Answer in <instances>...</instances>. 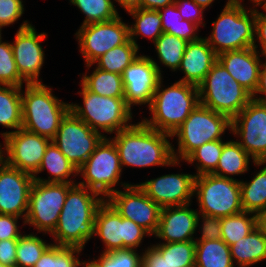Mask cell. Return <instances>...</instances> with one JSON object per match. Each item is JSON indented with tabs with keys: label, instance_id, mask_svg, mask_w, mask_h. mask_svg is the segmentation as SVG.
Returning <instances> with one entry per match:
<instances>
[{
	"label": "cell",
	"instance_id": "37",
	"mask_svg": "<svg viewBox=\"0 0 266 267\" xmlns=\"http://www.w3.org/2000/svg\"><path fill=\"white\" fill-rule=\"evenodd\" d=\"M224 143L222 139L204 143L184 160L188 164L197 162L195 176L212 174L216 170Z\"/></svg>",
	"mask_w": 266,
	"mask_h": 267
},
{
	"label": "cell",
	"instance_id": "35",
	"mask_svg": "<svg viewBox=\"0 0 266 267\" xmlns=\"http://www.w3.org/2000/svg\"><path fill=\"white\" fill-rule=\"evenodd\" d=\"M257 227V214L243 211L221 218V239L230 247Z\"/></svg>",
	"mask_w": 266,
	"mask_h": 267
},
{
	"label": "cell",
	"instance_id": "30",
	"mask_svg": "<svg viewBox=\"0 0 266 267\" xmlns=\"http://www.w3.org/2000/svg\"><path fill=\"white\" fill-rule=\"evenodd\" d=\"M22 88L0 85V125L5 128H22Z\"/></svg>",
	"mask_w": 266,
	"mask_h": 267
},
{
	"label": "cell",
	"instance_id": "34",
	"mask_svg": "<svg viewBox=\"0 0 266 267\" xmlns=\"http://www.w3.org/2000/svg\"><path fill=\"white\" fill-rule=\"evenodd\" d=\"M161 16L163 33L182 38L187 42L198 40L199 26L181 17L175 3L158 10Z\"/></svg>",
	"mask_w": 266,
	"mask_h": 267
},
{
	"label": "cell",
	"instance_id": "48",
	"mask_svg": "<svg viewBox=\"0 0 266 267\" xmlns=\"http://www.w3.org/2000/svg\"><path fill=\"white\" fill-rule=\"evenodd\" d=\"M18 239L0 241V263L6 267H16V249Z\"/></svg>",
	"mask_w": 266,
	"mask_h": 267
},
{
	"label": "cell",
	"instance_id": "55",
	"mask_svg": "<svg viewBox=\"0 0 266 267\" xmlns=\"http://www.w3.org/2000/svg\"><path fill=\"white\" fill-rule=\"evenodd\" d=\"M78 267H101L94 259L93 261H81Z\"/></svg>",
	"mask_w": 266,
	"mask_h": 267
},
{
	"label": "cell",
	"instance_id": "22",
	"mask_svg": "<svg viewBox=\"0 0 266 267\" xmlns=\"http://www.w3.org/2000/svg\"><path fill=\"white\" fill-rule=\"evenodd\" d=\"M191 203L161 208L158 229L154 235L162 243L195 240L198 210L189 208ZM197 210V211H196Z\"/></svg>",
	"mask_w": 266,
	"mask_h": 267
},
{
	"label": "cell",
	"instance_id": "44",
	"mask_svg": "<svg viewBox=\"0 0 266 267\" xmlns=\"http://www.w3.org/2000/svg\"><path fill=\"white\" fill-rule=\"evenodd\" d=\"M199 221L202 223L201 225H199ZM196 227L201 228L200 232L202 235L199 238L196 237L195 241L217 240L221 238V218L199 213Z\"/></svg>",
	"mask_w": 266,
	"mask_h": 267
},
{
	"label": "cell",
	"instance_id": "3",
	"mask_svg": "<svg viewBox=\"0 0 266 267\" xmlns=\"http://www.w3.org/2000/svg\"><path fill=\"white\" fill-rule=\"evenodd\" d=\"M160 80L149 107L151 118L142 121L152 129L172 134L200 103L197 86L177 81L167 88Z\"/></svg>",
	"mask_w": 266,
	"mask_h": 267
},
{
	"label": "cell",
	"instance_id": "46",
	"mask_svg": "<svg viewBox=\"0 0 266 267\" xmlns=\"http://www.w3.org/2000/svg\"><path fill=\"white\" fill-rule=\"evenodd\" d=\"M174 3L179 10L182 19L193 22L196 25H203L204 8L197 5L193 0H174Z\"/></svg>",
	"mask_w": 266,
	"mask_h": 267
},
{
	"label": "cell",
	"instance_id": "12",
	"mask_svg": "<svg viewBox=\"0 0 266 267\" xmlns=\"http://www.w3.org/2000/svg\"><path fill=\"white\" fill-rule=\"evenodd\" d=\"M99 236L105 245L103 252L120 249H136L144 236L150 234L130 219L123 218L107 201L98 207L94 221V236Z\"/></svg>",
	"mask_w": 266,
	"mask_h": 267
},
{
	"label": "cell",
	"instance_id": "5",
	"mask_svg": "<svg viewBox=\"0 0 266 267\" xmlns=\"http://www.w3.org/2000/svg\"><path fill=\"white\" fill-rule=\"evenodd\" d=\"M244 7L245 4L238 5L227 0L217 20L212 23V33L205 38L217 55L254 47L255 8Z\"/></svg>",
	"mask_w": 266,
	"mask_h": 267
},
{
	"label": "cell",
	"instance_id": "18",
	"mask_svg": "<svg viewBox=\"0 0 266 267\" xmlns=\"http://www.w3.org/2000/svg\"><path fill=\"white\" fill-rule=\"evenodd\" d=\"M161 72V68L152 57L140 54L124 69V99L131 110L134 105L147 104V107H150L155 90L163 78Z\"/></svg>",
	"mask_w": 266,
	"mask_h": 267
},
{
	"label": "cell",
	"instance_id": "27",
	"mask_svg": "<svg viewBox=\"0 0 266 267\" xmlns=\"http://www.w3.org/2000/svg\"><path fill=\"white\" fill-rule=\"evenodd\" d=\"M250 159L253 160L239 145L237 139L236 141H226L216 170L212 174L225 178H233L231 176L244 174L249 170Z\"/></svg>",
	"mask_w": 266,
	"mask_h": 267
},
{
	"label": "cell",
	"instance_id": "40",
	"mask_svg": "<svg viewBox=\"0 0 266 267\" xmlns=\"http://www.w3.org/2000/svg\"><path fill=\"white\" fill-rule=\"evenodd\" d=\"M152 246L174 267H195V240Z\"/></svg>",
	"mask_w": 266,
	"mask_h": 267
},
{
	"label": "cell",
	"instance_id": "53",
	"mask_svg": "<svg viewBox=\"0 0 266 267\" xmlns=\"http://www.w3.org/2000/svg\"><path fill=\"white\" fill-rule=\"evenodd\" d=\"M125 9V11H130L133 9L141 8V0H114Z\"/></svg>",
	"mask_w": 266,
	"mask_h": 267
},
{
	"label": "cell",
	"instance_id": "49",
	"mask_svg": "<svg viewBox=\"0 0 266 267\" xmlns=\"http://www.w3.org/2000/svg\"><path fill=\"white\" fill-rule=\"evenodd\" d=\"M256 39L261 45L260 56L266 57V17L262 16L258 9L255 8V43L254 48L258 50Z\"/></svg>",
	"mask_w": 266,
	"mask_h": 267
},
{
	"label": "cell",
	"instance_id": "21",
	"mask_svg": "<svg viewBox=\"0 0 266 267\" xmlns=\"http://www.w3.org/2000/svg\"><path fill=\"white\" fill-rule=\"evenodd\" d=\"M195 174H165L138 186L161 208L191 203Z\"/></svg>",
	"mask_w": 266,
	"mask_h": 267
},
{
	"label": "cell",
	"instance_id": "32",
	"mask_svg": "<svg viewBox=\"0 0 266 267\" xmlns=\"http://www.w3.org/2000/svg\"><path fill=\"white\" fill-rule=\"evenodd\" d=\"M137 47L130 39L120 46L106 52L97 58L92 64L86 65L87 69L97 64V68L106 72L123 74L124 69L128 67L139 55Z\"/></svg>",
	"mask_w": 266,
	"mask_h": 267
},
{
	"label": "cell",
	"instance_id": "20",
	"mask_svg": "<svg viewBox=\"0 0 266 267\" xmlns=\"http://www.w3.org/2000/svg\"><path fill=\"white\" fill-rule=\"evenodd\" d=\"M34 177L0 160V214L25 220Z\"/></svg>",
	"mask_w": 266,
	"mask_h": 267
},
{
	"label": "cell",
	"instance_id": "56",
	"mask_svg": "<svg viewBox=\"0 0 266 267\" xmlns=\"http://www.w3.org/2000/svg\"><path fill=\"white\" fill-rule=\"evenodd\" d=\"M197 5L202 6L204 9H206L208 6L213 3L214 0H193Z\"/></svg>",
	"mask_w": 266,
	"mask_h": 267
},
{
	"label": "cell",
	"instance_id": "38",
	"mask_svg": "<svg viewBox=\"0 0 266 267\" xmlns=\"http://www.w3.org/2000/svg\"><path fill=\"white\" fill-rule=\"evenodd\" d=\"M82 250L75 246L51 244L33 267H78Z\"/></svg>",
	"mask_w": 266,
	"mask_h": 267
},
{
	"label": "cell",
	"instance_id": "31",
	"mask_svg": "<svg viewBox=\"0 0 266 267\" xmlns=\"http://www.w3.org/2000/svg\"><path fill=\"white\" fill-rule=\"evenodd\" d=\"M84 73L80 83L90 92L105 97H124L121 74L106 72L95 67L92 74Z\"/></svg>",
	"mask_w": 266,
	"mask_h": 267
},
{
	"label": "cell",
	"instance_id": "39",
	"mask_svg": "<svg viewBox=\"0 0 266 267\" xmlns=\"http://www.w3.org/2000/svg\"><path fill=\"white\" fill-rule=\"evenodd\" d=\"M35 233L23 234L18 238L16 249V267H33L52 243ZM44 240V241H43Z\"/></svg>",
	"mask_w": 266,
	"mask_h": 267
},
{
	"label": "cell",
	"instance_id": "45",
	"mask_svg": "<svg viewBox=\"0 0 266 267\" xmlns=\"http://www.w3.org/2000/svg\"><path fill=\"white\" fill-rule=\"evenodd\" d=\"M22 0H0V28L13 25L24 14Z\"/></svg>",
	"mask_w": 266,
	"mask_h": 267
},
{
	"label": "cell",
	"instance_id": "25",
	"mask_svg": "<svg viewBox=\"0 0 266 267\" xmlns=\"http://www.w3.org/2000/svg\"><path fill=\"white\" fill-rule=\"evenodd\" d=\"M44 170H47L50 174L48 179H43L36 176ZM71 175L73 177L78 176V169L66 158V156L54 144V142L51 141L45 150V154L42 158L37 173L35 176H33L34 180L53 183H76V180L73 181L72 178H69Z\"/></svg>",
	"mask_w": 266,
	"mask_h": 267
},
{
	"label": "cell",
	"instance_id": "4",
	"mask_svg": "<svg viewBox=\"0 0 266 267\" xmlns=\"http://www.w3.org/2000/svg\"><path fill=\"white\" fill-rule=\"evenodd\" d=\"M49 87L34 83L26 84L22 90V128L52 140L70 111V103L54 96Z\"/></svg>",
	"mask_w": 266,
	"mask_h": 267
},
{
	"label": "cell",
	"instance_id": "51",
	"mask_svg": "<svg viewBox=\"0 0 266 267\" xmlns=\"http://www.w3.org/2000/svg\"><path fill=\"white\" fill-rule=\"evenodd\" d=\"M258 93L263 95L262 97ZM252 99L259 102H266V57L265 62H262V66L259 73V81L256 91L252 95Z\"/></svg>",
	"mask_w": 266,
	"mask_h": 267
},
{
	"label": "cell",
	"instance_id": "50",
	"mask_svg": "<svg viewBox=\"0 0 266 267\" xmlns=\"http://www.w3.org/2000/svg\"><path fill=\"white\" fill-rule=\"evenodd\" d=\"M142 252L141 267H174L152 245Z\"/></svg>",
	"mask_w": 266,
	"mask_h": 267
},
{
	"label": "cell",
	"instance_id": "47",
	"mask_svg": "<svg viewBox=\"0 0 266 267\" xmlns=\"http://www.w3.org/2000/svg\"><path fill=\"white\" fill-rule=\"evenodd\" d=\"M19 218L14 215L0 214V241L18 239L22 235L17 224Z\"/></svg>",
	"mask_w": 266,
	"mask_h": 267
},
{
	"label": "cell",
	"instance_id": "9",
	"mask_svg": "<svg viewBox=\"0 0 266 267\" xmlns=\"http://www.w3.org/2000/svg\"><path fill=\"white\" fill-rule=\"evenodd\" d=\"M198 213L223 218L243 212L240 180L214 174L195 176Z\"/></svg>",
	"mask_w": 266,
	"mask_h": 267
},
{
	"label": "cell",
	"instance_id": "7",
	"mask_svg": "<svg viewBox=\"0 0 266 267\" xmlns=\"http://www.w3.org/2000/svg\"><path fill=\"white\" fill-rule=\"evenodd\" d=\"M79 85L82 87L78 93L83 98V105L70 103V111L94 131L116 134L133 124L130 123L132 110L126 105L124 97L97 95Z\"/></svg>",
	"mask_w": 266,
	"mask_h": 267
},
{
	"label": "cell",
	"instance_id": "23",
	"mask_svg": "<svg viewBox=\"0 0 266 267\" xmlns=\"http://www.w3.org/2000/svg\"><path fill=\"white\" fill-rule=\"evenodd\" d=\"M259 51L254 47L222 52L217 61L225 67L229 74L251 95L258 86L262 60Z\"/></svg>",
	"mask_w": 266,
	"mask_h": 267
},
{
	"label": "cell",
	"instance_id": "11",
	"mask_svg": "<svg viewBox=\"0 0 266 267\" xmlns=\"http://www.w3.org/2000/svg\"><path fill=\"white\" fill-rule=\"evenodd\" d=\"M76 183L33 182L28 210L23 224L34 226L38 233L52 234L56 229L68 190Z\"/></svg>",
	"mask_w": 266,
	"mask_h": 267
},
{
	"label": "cell",
	"instance_id": "10",
	"mask_svg": "<svg viewBox=\"0 0 266 267\" xmlns=\"http://www.w3.org/2000/svg\"><path fill=\"white\" fill-rule=\"evenodd\" d=\"M122 169L114 142L105 136L78 169V175L83 177V181L77 183L97 192L106 200L118 190L115 187L120 183Z\"/></svg>",
	"mask_w": 266,
	"mask_h": 267
},
{
	"label": "cell",
	"instance_id": "8",
	"mask_svg": "<svg viewBox=\"0 0 266 267\" xmlns=\"http://www.w3.org/2000/svg\"><path fill=\"white\" fill-rule=\"evenodd\" d=\"M200 104L233 119L251 100L252 95L218 61L198 86Z\"/></svg>",
	"mask_w": 266,
	"mask_h": 267
},
{
	"label": "cell",
	"instance_id": "2",
	"mask_svg": "<svg viewBox=\"0 0 266 267\" xmlns=\"http://www.w3.org/2000/svg\"><path fill=\"white\" fill-rule=\"evenodd\" d=\"M104 200L97 192L74 184L68 190L56 229L51 234L53 244L84 249L94 237L95 214Z\"/></svg>",
	"mask_w": 266,
	"mask_h": 267
},
{
	"label": "cell",
	"instance_id": "13",
	"mask_svg": "<svg viewBox=\"0 0 266 267\" xmlns=\"http://www.w3.org/2000/svg\"><path fill=\"white\" fill-rule=\"evenodd\" d=\"M105 134L94 131L71 111L61 120L52 139L66 158L79 169L95 151Z\"/></svg>",
	"mask_w": 266,
	"mask_h": 267
},
{
	"label": "cell",
	"instance_id": "41",
	"mask_svg": "<svg viewBox=\"0 0 266 267\" xmlns=\"http://www.w3.org/2000/svg\"><path fill=\"white\" fill-rule=\"evenodd\" d=\"M86 16L82 25L106 22L119 16L112 0H69Z\"/></svg>",
	"mask_w": 266,
	"mask_h": 267
},
{
	"label": "cell",
	"instance_id": "54",
	"mask_svg": "<svg viewBox=\"0 0 266 267\" xmlns=\"http://www.w3.org/2000/svg\"><path fill=\"white\" fill-rule=\"evenodd\" d=\"M257 227L266 235V209L257 214Z\"/></svg>",
	"mask_w": 266,
	"mask_h": 267
},
{
	"label": "cell",
	"instance_id": "43",
	"mask_svg": "<svg viewBox=\"0 0 266 267\" xmlns=\"http://www.w3.org/2000/svg\"><path fill=\"white\" fill-rule=\"evenodd\" d=\"M101 267H141L142 255L136 249H120L102 252L94 259Z\"/></svg>",
	"mask_w": 266,
	"mask_h": 267
},
{
	"label": "cell",
	"instance_id": "36",
	"mask_svg": "<svg viewBox=\"0 0 266 267\" xmlns=\"http://www.w3.org/2000/svg\"><path fill=\"white\" fill-rule=\"evenodd\" d=\"M187 41L174 35L162 33L154 42L161 64L175 72L178 70L186 49Z\"/></svg>",
	"mask_w": 266,
	"mask_h": 267
},
{
	"label": "cell",
	"instance_id": "58",
	"mask_svg": "<svg viewBox=\"0 0 266 267\" xmlns=\"http://www.w3.org/2000/svg\"><path fill=\"white\" fill-rule=\"evenodd\" d=\"M259 6H262L261 8L265 11V13L263 12H259L262 16L266 17V0H263L259 5Z\"/></svg>",
	"mask_w": 266,
	"mask_h": 267
},
{
	"label": "cell",
	"instance_id": "28",
	"mask_svg": "<svg viewBox=\"0 0 266 267\" xmlns=\"http://www.w3.org/2000/svg\"><path fill=\"white\" fill-rule=\"evenodd\" d=\"M256 166L265 165L253 177L252 180L241 181V204L244 211L258 214L266 209V161L254 162Z\"/></svg>",
	"mask_w": 266,
	"mask_h": 267
},
{
	"label": "cell",
	"instance_id": "24",
	"mask_svg": "<svg viewBox=\"0 0 266 267\" xmlns=\"http://www.w3.org/2000/svg\"><path fill=\"white\" fill-rule=\"evenodd\" d=\"M216 61L217 54L206 38L200 37L198 40L188 42L178 68L184 72L183 78L179 81L198 87Z\"/></svg>",
	"mask_w": 266,
	"mask_h": 267
},
{
	"label": "cell",
	"instance_id": "16",
	"mask_svg": "<svg viewBox=\"0 0 266 267\" xmlns=\"http://www.w3.org/2000/svg\"><path fill=\"white\" fill-rule=\"evenodd\" d=\"M230 132L234 134V137L240 138L237 142L253 158V163L265 162L266 102L252 99L231 119Z\"/></svg>",
	"mask_w": 266,
	"mask_h": 267
},
{
	"label": "cell",
	"instance_id": "33",
	"mask_svg": "<svg viewBox=\"0 0 266 267\" xmlns=\"http://www.w3.org/2000/svg\"><path fill=\"white\" fill-rule=\"evenodd\" d=\"M135 19V23L129 25L130 40L137 46L138 36L148 37L153 41L163 33L161 16L158 10L137 8L128 11Z\"/></svg>",
	"mask_w": 266,
	"mask_h": 267
},
{
	"label": "cell",
	"instance_id": "26",
	"mask_svg": "<svg viewBox=\"0 0 266 267\" xmlns=\"http://www.w3.org/2000/svg\"><path fill=\"white\" fill-rule=\"evenodd\" d=\"M230 252L237 267H250L263 261L266 259V235L256 227L246 237L231 245Z\"/></svg>",
	"mask_w": 266,
	"mask_h": 267
},
{
	"label": "cell",
	"instance_id": "14",
	"mask_svg": "<svg viewBox=\"0 0 266 267\" xmlns=\"http://www.w3.org/2000/svg\"><path fill=\"white\" fill-rule=\"evenodd\" d=\"M1 136L4 139V145L1 144L0 146L1 159L13 168L35 176L45 154V150L52 140L23 128L15 132H3Z\"/></svg>",
	"mask_w": 266,
	"mask_h": 267
},
{
	"label": "cell",
	"instance_id": "52",
	"mask_svg": "<svg viewBox=\"0 0 266 267\" xmlns=\"http://www.w3.org/2000/svg\"><path fill=\"white\" fill-rule=\"evenodd\" d=\"M174 0H141V8L150 10H159L172 5Z\"/></svg>",
	"mask_w": 266,
	"mask_h": 267
},
{
	"label": "cell",
	"instance_id": "15",
	"mask_svg": "<svg viewBox=\"0 0 266 267\" xmlns=\"http://www.w3.org/2000/svg\"><path fill=\"white\" fill-rule=\"evenodd\" d=\"M75 36L88 65L114 47L125 44L130 39L129 25L119 15L111 21L81 25Z\"/></svg>",
	"mask_w": 266,
	"mask_h": 267
},
{
	"label": "cell",
	"instance_id": "42",
	"mask_svg": "<svg viewBox=\"0 0 266 267\" xmlns=\"http://www.w3.org/2000/svg\"><path fill=\"white\" fill-rule=\"evenodd\" d=\"M27 83L20 77L10 42L0 40V85L22 87Z\"/></svg>",
	"mask_w": 266,
	"mask_h": 267
},
{
	"label": "cell",
	"instance_id": "29",
	"mask_svg": "<svg viewBox=\"0 0 266 267\" xmlns=\"http://www.w3.org/2000/svg\"><path fill=\"white\" fill-rule=\"evenodd\" d=\"M230 247L220 238L195 241V267H235Z\"/></svg>",
	"mask_w": 266,
	"mask_h": 267
},
{
	"label": "cell",
	"instance_id": "1",
	"mask_svg": "<svg viewBox=\"0 0 266 267\" xmlns=\"http://www.w3.org/2000/svg\"><path fill=\"white\" fill-rule=\"evenodd\" d=\"M170 134L157 131L143 121L116 133L110 138L118 151L122 167L176 166Z\"/></svg>",
	"mask_w": 266,
	"mask_h": 267
},
{
	"label": "cell",
	"instance_id": "59",
	"mask_svg": "<svg viewBox=\"0 0 266 267\" xmlns=\"http://www.w3.org/2000/svg\"><path fill=\"white\" fill-rule=\"evenodd\" d=\"M2 29L0 28V40L2 39V33H1Z\"/></svg>",
	"mask_w": 266,
	"mask_h": 267
},
{
	"label": "cell",
	"instance_id": "17",
	"mask_svg": "<svg viewBox=\"0 0 266 267\" xmlns=\"http://www.w3.org/2000/svg\"><path fill=\"white\" fill-rule=\"evenodd\" d=\"M122 190L112 193L106 200L123 217L132 220L150 236L155 235L160 219L161 207L156 204L138 184L121 182ZM125 189V190H124Z\"/></svg>",
	"mask_w": 266,
	"mask_h": 267
},
{
	"label": "cell",
	"instance_id": "19",
	"mask_svg": "<svg viewBox=\"0 0 266 267\" xmlns=\"http://www.w3.org/2000/svg\"><path fill=\"white\" fill-rule=\"evenodd\" d=\"M46 37L45 32L38 34L35 27L25 20L16 32L14 42L10 43L20 77L27 84L42 83L39 76L45 53L41 42Z\"/></svg>",
	"mask_w": 266,
	"mask_h": 267
},
{
	"label": "cell",
	"instance_id": "6",
	"mask_svg": "<svg viewBox=\"0 0 266 267\" xmlns=\"http://www.w3.org/2000/svg\"><path fill=\"white\" fill-rule=\"evenodd\" d=\"M225 130L231 131V119L199 103L171 134L178 141V149L172 147L174 159L184 161L204 143L222 139Z\"/></svg>",
	"mask_w": 266,
	"mask_h": 267
},
{
	"label": "cell",
	"instance_id": "57",
	"mask_svg": "<svg viewBox=\"0 0 266 267\" xmlns=\"http://www.w3.org/2000/svg\"><path fill=\"white\" fill-rule=\"evenodd\" d=\"M242 1H243V0H232L233 3L238 4V5H243V4H242ZM249 1H251V3H253V5H252L253 8L256 7V9H257V6H258L263 0H249Z\"/></svg>",
	"mask_w": 266,
	"mask_h": 267
}]
</instances>
